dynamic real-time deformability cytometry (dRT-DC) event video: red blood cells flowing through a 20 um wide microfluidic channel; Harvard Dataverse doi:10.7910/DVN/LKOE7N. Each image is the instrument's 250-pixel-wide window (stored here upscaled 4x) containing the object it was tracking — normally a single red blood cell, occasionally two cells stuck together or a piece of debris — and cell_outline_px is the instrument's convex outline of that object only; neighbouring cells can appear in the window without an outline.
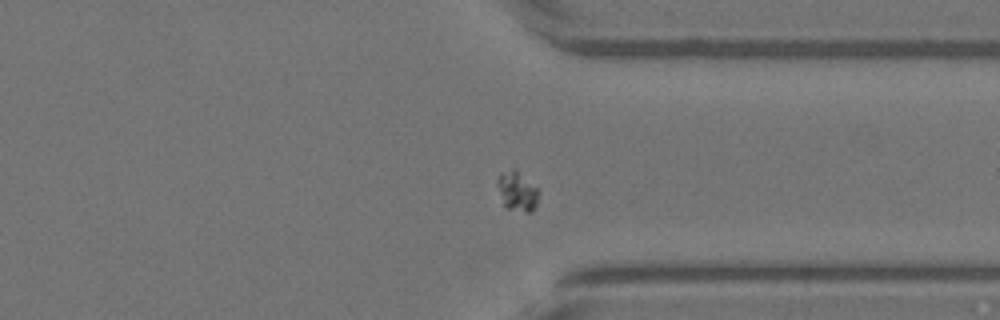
{"species": "Egyptian fruit bat (a non-hibernating species)", "species_latin": "Rousettus aegyptiacus", "temperature_condition": "warm", "stored_images_in_passage": 41, "camera_frame_rate_fps": 3000, "um_per_image_px": 0.085, "animal": {"sex": "female"}, "frame": {"image": 1, "passage_image": 30, "time_ms": 9.667, "image_size_px": [1000, 320], "cell_outline_px": [[540, 192], [536, 204], [532, 212], [528, 212], [504, 208], [496, 184], [496, 180], [500, 172], [512, 168], [516, 168], [540, 188]], "centroid_in_image_um": [43.97, 16.21], "position_along_channel_um": 367.4, "area_um2": 10.06}}